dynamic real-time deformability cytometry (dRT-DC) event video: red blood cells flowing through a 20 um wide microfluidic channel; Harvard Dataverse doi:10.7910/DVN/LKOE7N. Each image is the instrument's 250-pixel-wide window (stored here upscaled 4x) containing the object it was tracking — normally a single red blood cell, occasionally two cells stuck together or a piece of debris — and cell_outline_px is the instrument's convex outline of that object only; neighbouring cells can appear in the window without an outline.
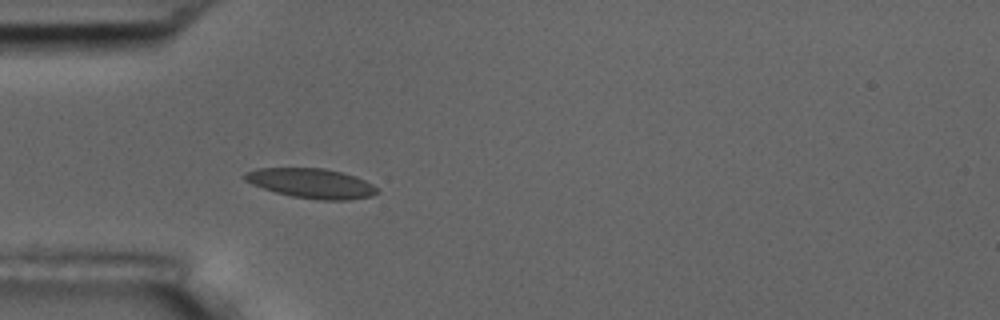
{"species": "common noctule bat (a hibernating species)", "species_latin": "Nyctalus noctula", "temperature_condition": "room temperature", "stored_images_in_passage": 40, "camera_frame_rate_fps": 3000, "um_per_image_px": 0.085, "animal": {"sex": "male", "body_mass_g": 17.5, "forearm_length_mm": 52.3}, "frame": {"image": 1, "passage_image": 1, "time_ms": 0.0, "image_size_px": [1000, 320], "cell_outline_px": [[380, 192], [372, 196], [348, 200], [316, 200], [292, 196], [276, 192], [252, 184], [244, 180], [240, 176], [244, 172], [256, 168], [324, 168], [356, 176], [372, 184]], "centroid_in_image_um": [26.44, 15.58], "position_along_channel_um": 58.6, "area_um2": 23.06}}
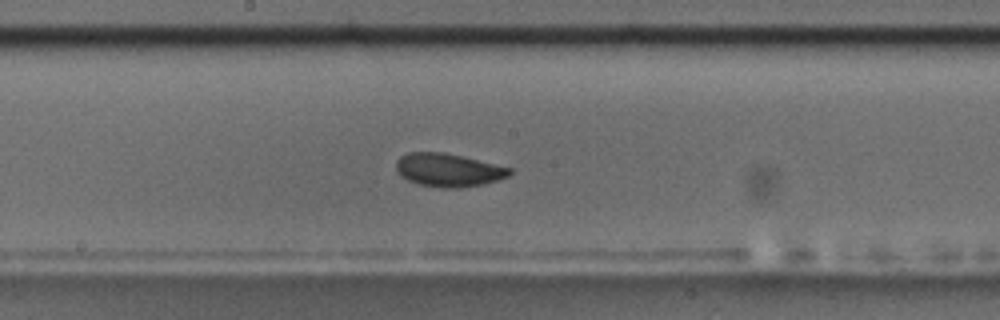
{"frame": {"image": 2, "passage_image": 14, "time_ms": 4.333, "image_size_px": [1000, 320], "cell_outline_px": [[512, 172], [508, 176], [496, 180], [480, 184], [460, 188], [444, 188], [420, 184], [408, 180], [400, 176], [396, 172], [396, 160], [400, 156], [408, 152], [444, 152], [464, 156], [512, 168]], "centroid_in_image_um": [38.08, 14.43], "position_along_channel_um": 210.1, "area_um2": 22.02}}
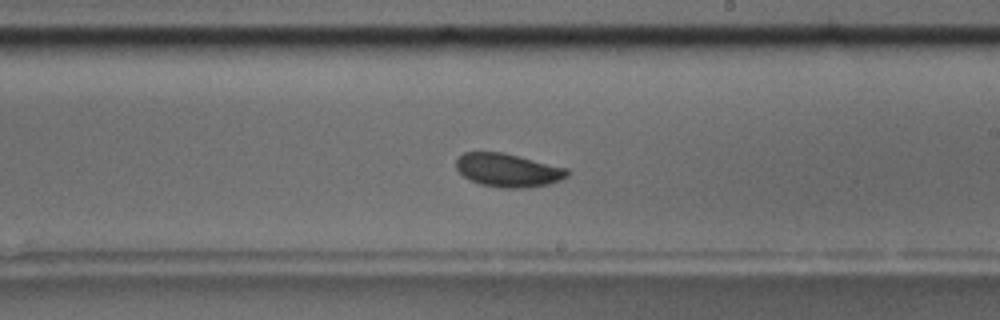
{"frame": {"image": 3, "passage_image": 17, "time_ms": 5.333, "image_size_px": [1000, 320], "cell_outline_px": [[568, 176], [560, 180], [548, 184], [524, 188], [500, 188], [480, 184], [464, 176], [456, 168], [456, 156], [464, 152], [504, 152], [568, 168]], "centroid_in_image_um": [43.17, 14.45], "position_along_channel_um": 245.8, "area_um2": 21.73}, "authors_computed_cell_mechanics": {"area_um2": 21.675, "velocity_mm_per_s": 3.5951, "shape_relaxation_time_tau1_ms": 2.5338, "shape_relaxation_time_tau2_ms": 1.7002, "deformation_change_tau1": 0.0809, "deformation_change_tau2": 0.0526}}